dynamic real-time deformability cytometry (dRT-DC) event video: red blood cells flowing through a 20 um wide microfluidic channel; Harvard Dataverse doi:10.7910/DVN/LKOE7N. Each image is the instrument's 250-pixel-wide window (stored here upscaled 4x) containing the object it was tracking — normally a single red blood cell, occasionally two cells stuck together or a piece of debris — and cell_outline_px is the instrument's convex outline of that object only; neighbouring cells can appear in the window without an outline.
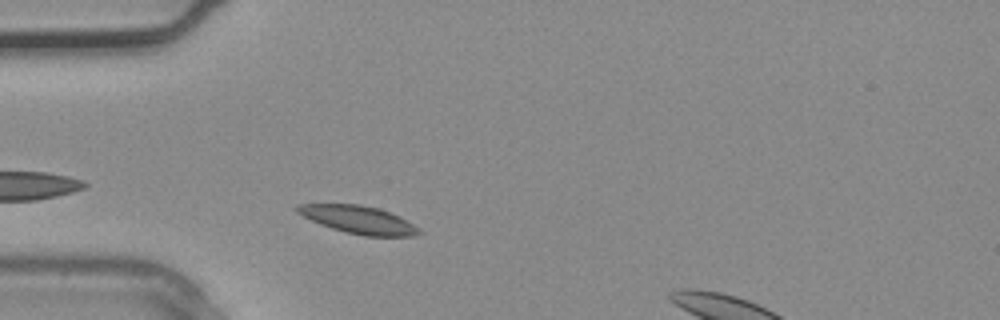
{"species": "common noctule bat (a hibernating species)", "species_latin": "Nyctalus noctula", "temperature_condition": "warm", "stored_images_in_passage": 2, "segment_of_instrument_passage": [1, 2], "camera_frame_rate_fps": 3000, "um_per_image_px": 0.085, "animal": {"sex": "male", "body_mass_g": 20.4}, "frame": {"image": 1, "passage_image": 1, "time_ms": 0.0, "image_size_px": [1000, 320], "cell_outline_px": [[420, 232], [416, 236], [364, 236], [344, 232], [320, 224], [296, 212], [292, 208], [296, 204], [360, 204], [380, 208], [400, 216], [420, 228]], "centroid_in_image_um": [30.47, 18.66], "position_along_channel_um": 54.5, "area_um2": 19.88}}